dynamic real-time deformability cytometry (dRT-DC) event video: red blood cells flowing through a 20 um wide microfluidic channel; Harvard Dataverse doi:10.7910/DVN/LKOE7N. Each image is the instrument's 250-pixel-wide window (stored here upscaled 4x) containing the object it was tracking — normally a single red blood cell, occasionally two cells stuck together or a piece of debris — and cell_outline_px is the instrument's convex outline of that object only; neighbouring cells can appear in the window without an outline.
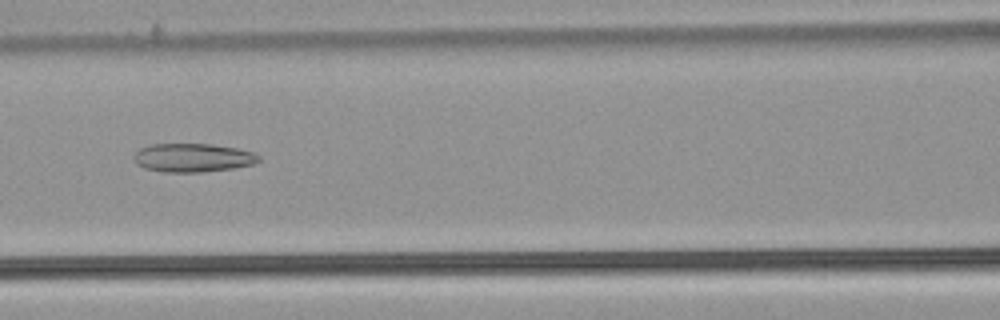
{"species": "common noctule bat (a hibernating species)", "species_latin": "Nyctalus noctula", "temperature_condition": "warm", "stored_images_in_passage": 53, "camera_frame_rate_fps": 3000, "um_per_image_px": 0.085, "animal": {"sex": "male", "body_mass_g": 21.5, "forearm_length_mm": 52.0}, "frame": {"image": 1, "passage_image": 24, "time_ms": 7.667, "image_size_px": [1000, 320], "cell_outline_px": [[260, 160], [252, 164], [232, 168], [200, 172], [164, 172], [144, 168], [136, 164], [132, 156], [140, 148], [152, 144], [212, 144], [236, 148], [252, 152], [260, 156]], "centroid_in_image_um": [16.35, 13.4], "position_along_channel_um": 150.3, "area_um2": 20.75}}
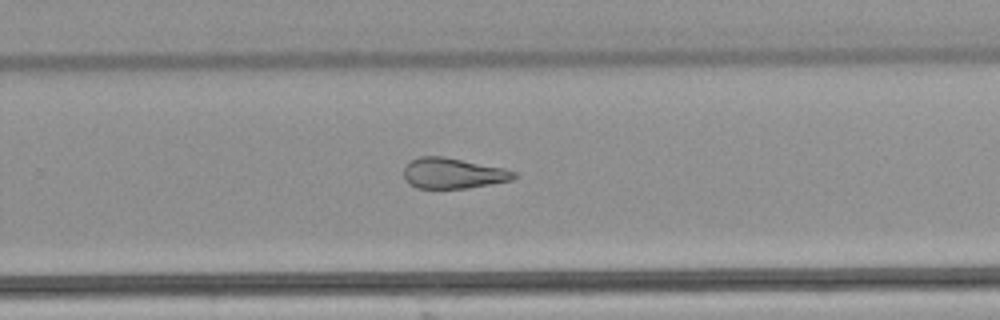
{"frame": {"image": 2, "passage_image": 35, "time_ms": 11.333, "image_size_px": [1000, 320], "cell_outline_px": [[516, 176], [512, 180], [468, 188], [416, 188], [408, 184], [404, 180], [404, 168], [412, 160], [420, 156], [444, 156], [504, 168], [516, 172]], "centroid_in_image_um": [38.49, 14.73], "position_along_channel_um": 291.3, "area_um2": 19.65}}
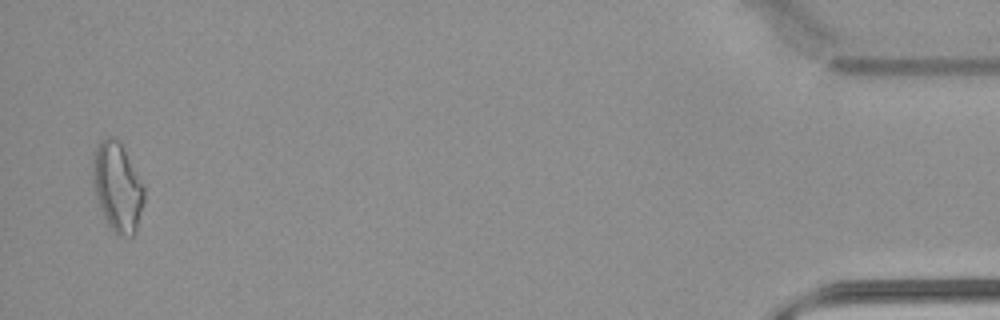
{"frame": {"image": 3, "passage_image": 52, "time_ms": 17.0, "image_size_px": [1000, 320], "cell_outline_px": [[144, 200], [136, 228], [132, 236], [116, 236], [104, 220], [96, 196], [92, 176], [92, 160], [96, 148], [100, 140], [108, 136], [120, 140], [144, 188]], "centroid_in_image_um": [9.95, 15.9], "position_along_channel_um": 425.2, "area_um2": 26.53}, "authors_computed_cell_mechanics": {"area_um2": 23.8714, "velocity_mm_per_s": 3.8601, "shape_relaxation_time_tau1_ms": null, "shape_relaxation_time_tau2_ms": 4.0786, "deformation_change_tau1": null, "deformation_change_tau2": 0.1461}}